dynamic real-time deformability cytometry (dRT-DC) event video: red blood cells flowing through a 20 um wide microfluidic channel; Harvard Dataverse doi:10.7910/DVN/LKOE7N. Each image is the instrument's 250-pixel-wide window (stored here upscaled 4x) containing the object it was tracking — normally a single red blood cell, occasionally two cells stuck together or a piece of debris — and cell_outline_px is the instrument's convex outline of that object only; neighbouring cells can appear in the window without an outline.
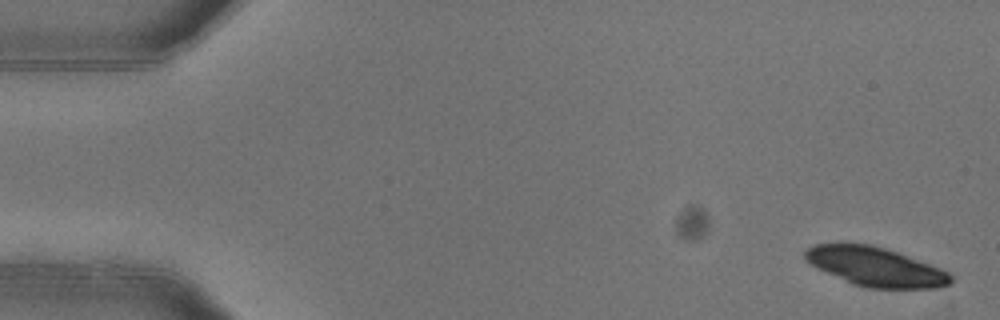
{"species": "common noctule bat (a hibernating species)", "species_latin": "Nyctalus noctula", "temperature_condition": "warm", "stored_images_in_passage": 5, "camera_frame_rate_fps": 3000, "um_per_image_px": 0.085, "animal": {"sex": "female"}, "frame": {"image": 1, "passage_image": 1, "time_ms": 0.0, "image_size_px": [1000, 320], "cell_outline_px": [[952, 280], [948, 284], [936, 288], [868, 288], [852, 284], [804, 260], [804, 252], [812, 244], [872, 244], [896, 252], [940, 268], [948, 272], [952, 276]], "centroid_in_image_um": [74.41, 22.67], "position_along_channel_um": 10.6, "area_um2": 32.54}}
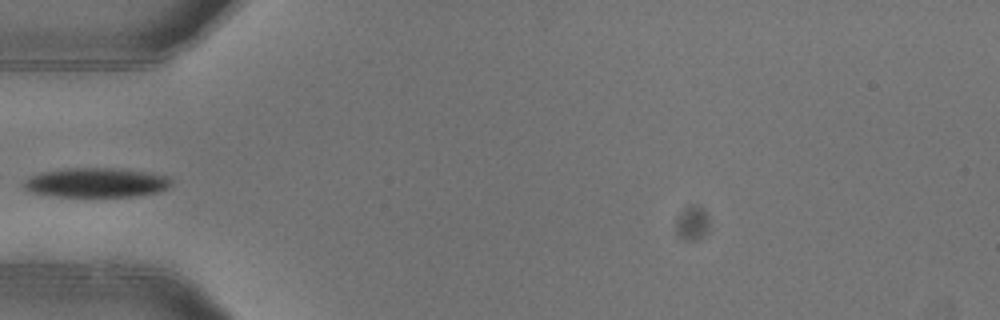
{"frame": {"image": 2, "passage_image": 4, "time_ms": 1.0, "image_size_px": [1000, 320], "cell_outline_px": [[172, 184], [168, 188], [160, 192], [136, 196], [56, 196], [32, 192], [24, 188], [24, 180], [32, 176], [44, 172], [68, 168], [120, 168], [168, 176], [172, 180]], "centroid_in_image_um": [8.24, 15.52], "position_along_channel_um": 76.8, "area_um2": 25.14}}